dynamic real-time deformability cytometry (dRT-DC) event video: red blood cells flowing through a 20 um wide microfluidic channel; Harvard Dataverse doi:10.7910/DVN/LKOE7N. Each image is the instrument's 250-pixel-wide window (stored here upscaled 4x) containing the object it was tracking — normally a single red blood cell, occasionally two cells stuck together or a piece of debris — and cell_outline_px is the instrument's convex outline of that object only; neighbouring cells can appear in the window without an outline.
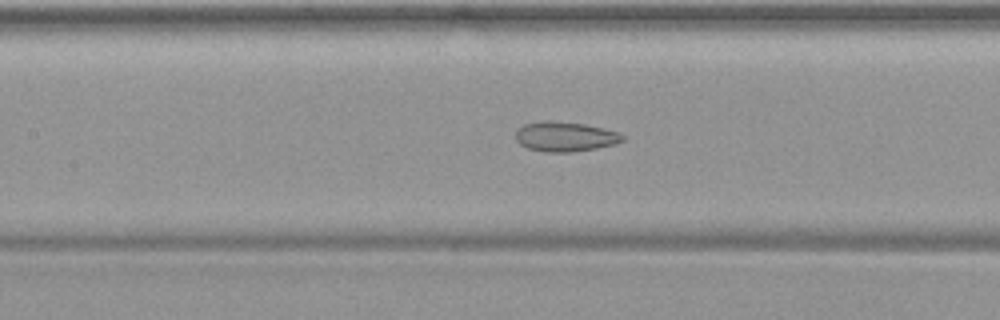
{"species": "common noctule bat (a hibernating species)", "species_latin": "Nyctalus noctula", "temperature_condition": "warm", "stored_images_in_passage": 41, "camera_frame_rate_fps": 3000, "um_per_image_px": 0.085, "animal": {"sex": "female", "body_mass_g": 19.9}, "frame": {"image": 1, "passage_image": 24, "time_ms": 7.667, "image_size_px": [1000, 320], "cell_outline_px": [[624, 140], [616, 144], [596, 148], [568, 152], [544, 152], [528, 148], [520, 144], [516, 140], [516, 132], [524, 124], [544, 120], [548, 120], [584, 124], [604, 128], [620, 132], [624, 136]], "centroid_in_image_um": [48.05, 11.61], "position_along_channel_um": 159.3, "area_um2": 18.55}}
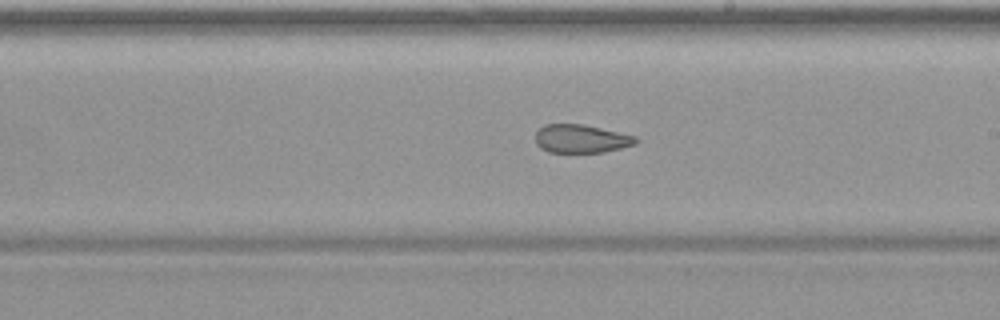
{"frame": {"image": 2, "passage_image": 30, "time_ms": 9.667, "image_size_px": [1000, 320], "cell_outline_px": [[640, 140], [636, 144], [604, 152], [548, 152], [540, 148], [536, 144], [536, 132], [544, 124], [580, 124], [600, 128], [636, 136]], "centroid_in_image_um": [49.39, 11.8], "position_along_channel_um": 239.6, "area_um2": 16.53}}
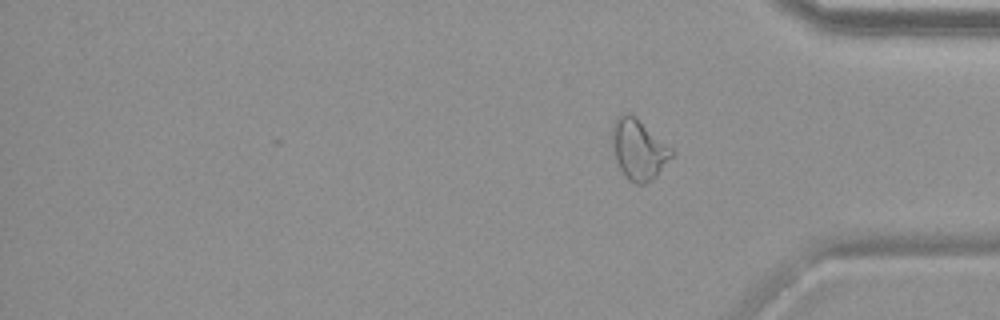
{"frame": {"image": 3, "passage_image": 41, "time_ms": 13.333, "image_size_px": [1000, 320], "cell_outline_px": [[676, 152], [656, 176], [644, 184], [636, 184], [628, 180], [620, 168], [616, 160], [612, 144], [612, 124], [624, 112], [628, 112], [636, 116], [672, 148]], "centroid_in_image_um": [54.29, 12.68], "position_along_channel_um": 380.9, "area_um2": 20.92}}